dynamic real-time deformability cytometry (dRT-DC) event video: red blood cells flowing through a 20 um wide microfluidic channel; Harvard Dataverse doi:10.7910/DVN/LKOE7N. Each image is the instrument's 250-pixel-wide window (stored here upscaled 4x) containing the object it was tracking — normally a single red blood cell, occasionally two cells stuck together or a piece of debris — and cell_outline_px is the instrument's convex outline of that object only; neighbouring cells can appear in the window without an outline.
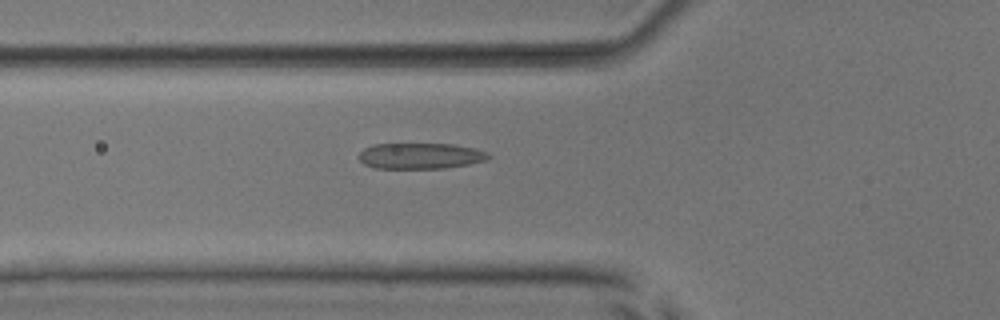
{"species": "common noctule bat (a hibernating species)", "species_latin": "Nyctalus noctula", "temperature_condition": "room temperature", "stored_images_in_passage": 37, "camera_frame_rate_fps": 3000, "um_per_image_px": 0.085, "animal": {"sex": "male", "body_mass_g": 17.9, "forearm_length_mm": 54.2}, "frame": {"image": 1, "passage_image": 9, "time_ms": 2.667, "image_size_px": [1000, 320], "cell_outline_px": [[492, 156], [488, 160], [468, 164], [444, 168], [376, 168], [364, 164], [356, 156], [364, 148], [372, 144], [452, 144], [472, 148], [488, 152]], "centroid_in_image_um": [35.72, 13.25], "position_along_channel_um": 90.1, "area_um2": 19.59}}
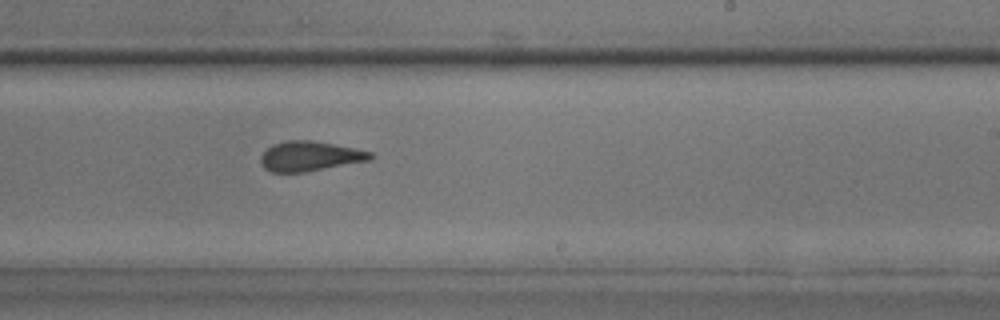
{"frame": {"image": 2, "passage_image": 22, "time_ms": 7.0, "image_size_px": [1000, 320], "cell_outline_px": [[376, 156], [372, 160], [304, 172], [272, 172], [264, 168], [260, 164], [260, 156], [272, 144], [288, 140], [312, 140], [356, 148], [372, 152]], "centroid_in_image_um": [26.37, 13.27], "position_along_channel_um": 262.6, "area_um2": 19.25}}
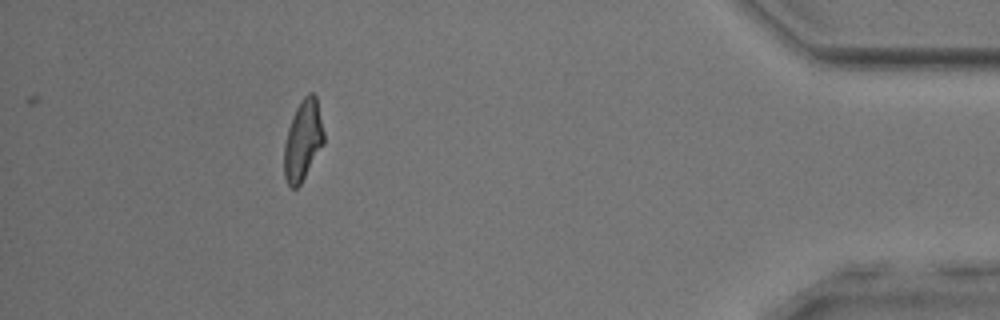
{"frame": {"image": 3, "passage_image": 37, "time_ms": 12.0, "image_size_px": [1000, 320], "cell_outline_px": [[324, 144], [300, 184], [296, 188], [292, 188], [288, 184], [284, 176], [284, 144], [288, 128], [292, 116], [296, 108], [304, 96], [308, 92], [312, 92], [316, 96], [324, 132]], "centroid_in_image_um": [25.75, 11.91], "position_along_channel_um": 409.5, "area_um2": 18.55}, "authors_computed_cell_mechanics": {"area_um2": 19.5364, "velocity_mm_per_s": 3.9894, "shape_relaxation_time_tau1_ms": 8.9725, "shape_relaxation_time_tau2_ms": 1.1485, "deformation_change_tau1": 0.2379, "deformation_change_tau2": 0.0977}}